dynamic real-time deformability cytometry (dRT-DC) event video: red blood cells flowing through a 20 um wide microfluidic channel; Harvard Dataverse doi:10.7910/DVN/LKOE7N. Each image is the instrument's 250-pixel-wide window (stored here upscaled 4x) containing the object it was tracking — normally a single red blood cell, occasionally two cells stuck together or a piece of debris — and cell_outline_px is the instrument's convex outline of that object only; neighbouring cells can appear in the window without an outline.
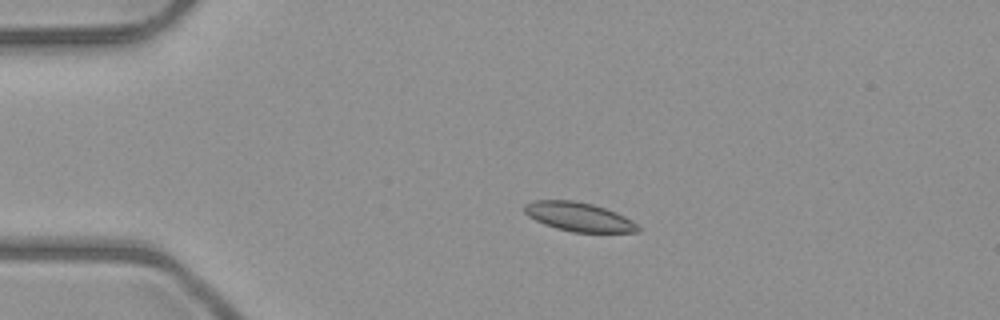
{"species": "common noctule bat (a hibernating species)", "species_latin": "Nyctalus noctula", "temperature_condition": "room temperature", "stored_images_in_passage": 5, "camera_frame_rate_fps": 3000, "um_per_image_px": 0.085, "animal": {"sex": "male", "body_mass_g": 23.1, "forearm_length_mm": 52.7}, "frame": {"image": 1, "passage_image": 3, "time_ms": 2.333, "image_size_px": [1000, 320], "cell_outline_px": [[640, 232], [572, 232], [556, 228], [544, 224], [528, 216], [524, 212], [524, 204], [532, 200], [572, 200], [592, 204], [616, 212], [640, 224]], "centroid_in_image_um": [49.21, 18.43], "position_along_channel_um": 35.8, "area_um2": 19.25}}